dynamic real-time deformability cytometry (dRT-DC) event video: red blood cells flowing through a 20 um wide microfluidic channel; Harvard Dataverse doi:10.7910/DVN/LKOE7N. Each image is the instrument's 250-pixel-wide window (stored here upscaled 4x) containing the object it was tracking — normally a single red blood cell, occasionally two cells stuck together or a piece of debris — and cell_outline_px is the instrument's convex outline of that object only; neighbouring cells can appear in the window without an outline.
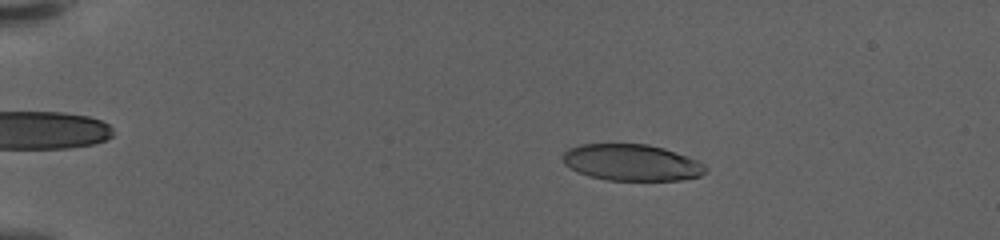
{"species": "human", "species_latin": "Homo sapiens", "temperature_condition": "warm", "stored_images_in_passage": 59, "camera_frame_rate_fps": 3000, "um_per_image_px": 0.085, "donor": {"sex": "female"}, "frame": {"image": 1, "passage_image": 12, "time_ms": 3.667, "image_size_px": [1000, 240], "cell_outline_px": [[708, 168], [700, 176], [680, 180], [608, 180], [588, 176], [564, 164], [564, 152], [568, 148], [580, 144], [648, 144], [664, 148], [696, 160], [704, 164]], "centroid_in_image_um": [53.69, 13.81], "position_along_channel_um": 31.3, "area_um2": 30.11}}
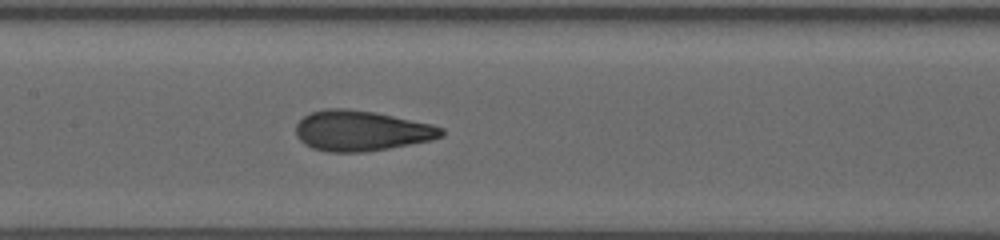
{"frame": {"image": 2, "passage_image": 31, "time_ms": 10.0, "image_size_px": [1000, 240], "cell_outline_px": [[444, 136], [432, 140], [388, 148], [364, 152], [328, 152], [312, 148], [304, 144], [296, 136], [296, 124], [304, 116], [312, 112], [324, 108], [344, 108], [372, 112], [432, 124], [444, 128]], "centroid_in_image_um": [30.7, 11.12], "position_along_channel_um": 176.7, "area_um2": 34.16}}
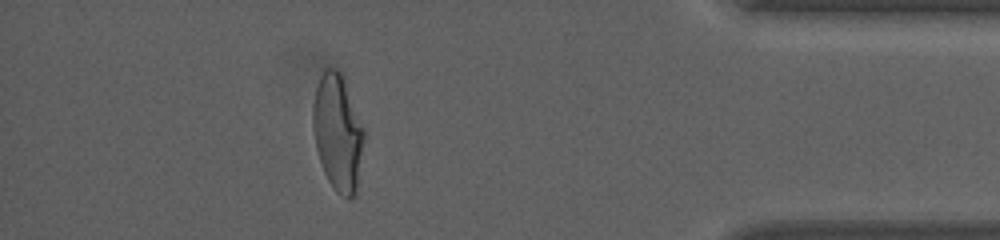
{"frame": {"image": 3, "passage_image": 53, "time_ms": 17.333, "image_size_px": [1000, 240], "cell_outline_px": [[364, 140], [356, 196], [348, 200], [340, 196], [336, 192], [328, 180], [324, 172], [316, 148], [312, 128], [312, 108], [316, 88], [320, 76], [328, 68], [336, 68], [344, 76], [364, 128]], "centroid_in_image_um": [28.72, 11.29], "position_along_channel_um": 406.5, "area_um2": 35.08}, "authors_computed_cell_mechanics": {"area_um2": 33.4084, "velocity_mm_per_s": 3.6174, "shape_relaxation_time_tau1_ms": 6.5751, "shape_relaxation_time_tau2_ms": 0.8303, "deformation_change_tau1": 0.2532, "deformation_change_tau2": 0.0787}}